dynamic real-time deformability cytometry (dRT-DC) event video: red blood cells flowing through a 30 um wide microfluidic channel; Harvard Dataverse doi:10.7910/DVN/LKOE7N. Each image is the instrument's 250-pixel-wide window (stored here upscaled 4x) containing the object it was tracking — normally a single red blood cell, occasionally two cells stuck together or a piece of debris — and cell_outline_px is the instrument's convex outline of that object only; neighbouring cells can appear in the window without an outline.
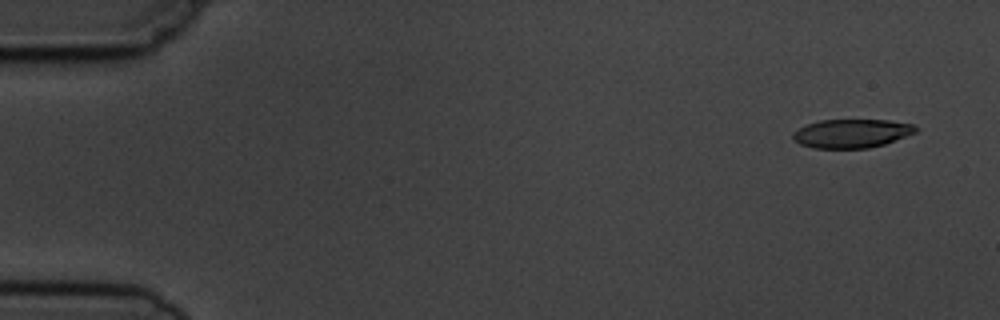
{"species": "common noctule bat (a hibernating species)", "species_latin": "Nyctalus noctula", "temperature_condition": "cold", "stored_images_in_passage": 3, "camera_frame_rate_fps": 3000, "um_per_image_px": 0.085, "animal": {"sex": "male", "body_mass_g": 19.5, "forearm_length_mm": 54.6}, "frame": {"image": 1, "passage_image": 1, "time_ms": 0.0, "image_size_px": [1000, 320], "cell_outline_px": [[920, 128], [916, 132], [884, 144], [868, 148], [812, 148], [800, 144], [792, 140], [792, 132], [808, 124], [820, 120], [888, 120], [912, 124]], "centroid_in_image_um": [72.37, 11.34], "position_along_channel_um": 12.6, "area_um2": 20.52}}